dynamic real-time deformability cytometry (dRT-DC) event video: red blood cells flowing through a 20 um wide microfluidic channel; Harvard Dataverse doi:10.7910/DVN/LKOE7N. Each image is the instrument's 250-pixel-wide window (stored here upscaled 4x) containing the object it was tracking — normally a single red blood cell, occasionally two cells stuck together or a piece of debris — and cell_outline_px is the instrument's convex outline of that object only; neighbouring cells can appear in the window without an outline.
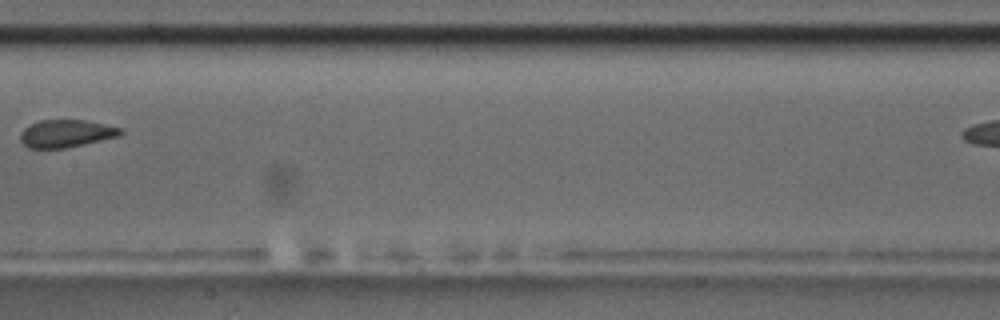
{"species": "common noctule bat (a hibernating species)", "species_latin": "Nyctalus noctula", "temperature_condition": "room temperature", "stored_images_in_passage": 6, "camera_frame_rate_fps": 3000, "um_per_image_px": 0.085, "animal": {"sex": "male", "body_mass_g": 17.5, "forearm_length_mm": 52.3}, "frame": {"image": 1, "passage_image": 6, "time_ms": 6.667, "image_size_px": [1000, 320], "cell_outline_px": [[124, 132], [120, 136], [64, 148], [28, 148], [20, 140], [20, 132], [24, 128], [40, 120], [84, 120], [124, 128]], "centroid_in_image_um": [5.64, 11.34], "position_along_channel_um": 201.8, "area_um2": 16.07}}